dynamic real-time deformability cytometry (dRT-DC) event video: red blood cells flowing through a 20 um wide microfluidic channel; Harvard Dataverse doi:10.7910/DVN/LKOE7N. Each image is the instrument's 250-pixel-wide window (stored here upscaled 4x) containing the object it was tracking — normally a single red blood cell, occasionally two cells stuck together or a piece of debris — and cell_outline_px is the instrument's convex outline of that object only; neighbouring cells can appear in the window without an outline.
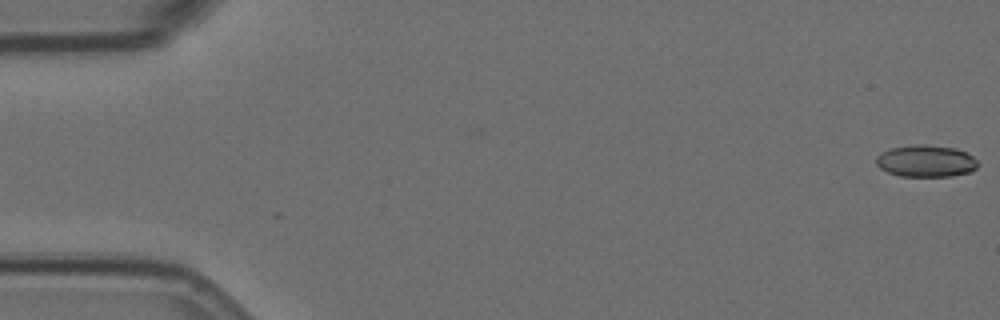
{"species": "Egyptian fruit bat (a non-hibernating species)", "species_latin": "Rousettus aegyptiacus", "temperature_condition": "room temperature", "stored_images_in_passage": 8, "camera_frame_rate_fps": 3000, "um_per_image_px": 0.085, "animal": {"sex": "female"}, "frame": {"image": 1, "passage_image": 1, "time_ms": 0.0, "image_size_px": [1000, 320], "cell_outline_px": [[980, 164], [972, 172], [952, 176], [900, 176], [888, 172], [880, 168], [876, 164], [876, 156], [892, 148], [956, 148], [972, 156]], "centroid_in_image_um": [78.75, 13.77], "position_along_channel_um": 6.2, "area_um2": 17.86}}